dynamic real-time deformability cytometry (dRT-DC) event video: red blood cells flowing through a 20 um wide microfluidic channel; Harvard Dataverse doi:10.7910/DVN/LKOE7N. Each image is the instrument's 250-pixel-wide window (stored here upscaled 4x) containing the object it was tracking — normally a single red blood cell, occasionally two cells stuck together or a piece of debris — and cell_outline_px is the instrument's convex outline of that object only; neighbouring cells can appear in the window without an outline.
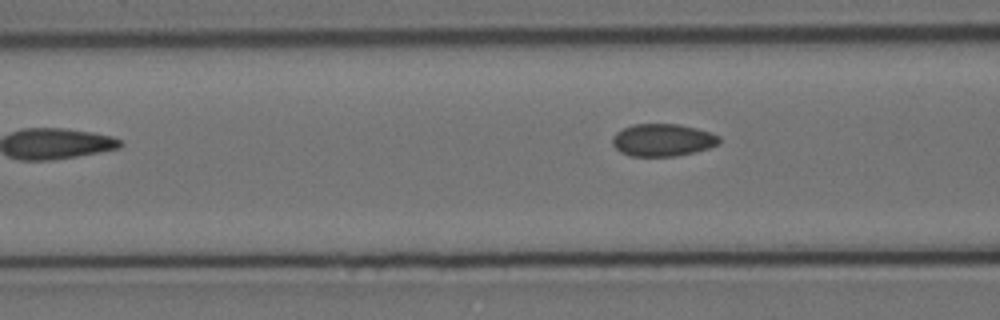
{"species": "Egyptian fruit bat (a non-hibernating species)", "species_latin": "Rousettus aegyptiacus", "temperature_condition": "cold", "stored_images_in_passage": 7, "camera_frame_rate_fps": 3000, "um_per_image_px": 0.085, "animal": {"sex": "female"}, "frame": {"image": 1, "passage_image": 7, "time_ms": 2.0, "image_size_px": [1000, 320], "cell_outline_px": [[720, 144], [708, 148], [676, 156], [632, 156], [620, 152], [612, 144], [612, 136], [616, 132], [632, 124], [680, 124], [712, 132], [720, 136]], "centroid_in_image_um": [56.33, 11.89], "position_along_channel_um": 110.3, "area_um2": 20.29}}